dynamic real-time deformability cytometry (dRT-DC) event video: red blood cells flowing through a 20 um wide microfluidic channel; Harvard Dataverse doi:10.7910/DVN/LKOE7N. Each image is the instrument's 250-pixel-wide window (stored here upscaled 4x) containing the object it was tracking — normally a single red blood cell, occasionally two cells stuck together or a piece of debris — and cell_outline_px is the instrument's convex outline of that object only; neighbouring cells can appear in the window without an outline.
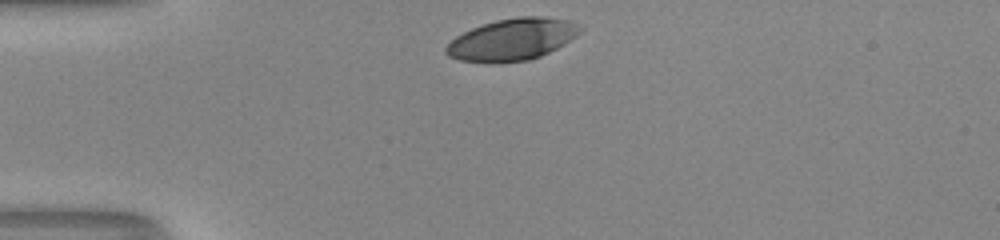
{"species": "human", "species_latin": "Homo sapiens", "temperature_condition": "room temperature", "stored_images_in_passage": 30, "camera_frame_rate_fps": 3000, "um_per_image_px": 0.085, "donor": {"sex": "male"}, "frame": {"image": 1, "passage_image": 1, "time_ms": 0.0, "image_size_px": [1000, 240], "cell_outline_px": [[584, 28], [576, 36], [564, 44], [540, 56], [528, 60], [492, 64], [488, 64], [460, 60], [448, 56], [444, 52], [444, 48], [456, 36], [472, 28], [496, 20], [516, 16], [540, 16], [568, 20]], "centroid_in_image_um": [43.51, 3.37], "position_along_channel_um": 41.5, "area_um2": 32.83}}
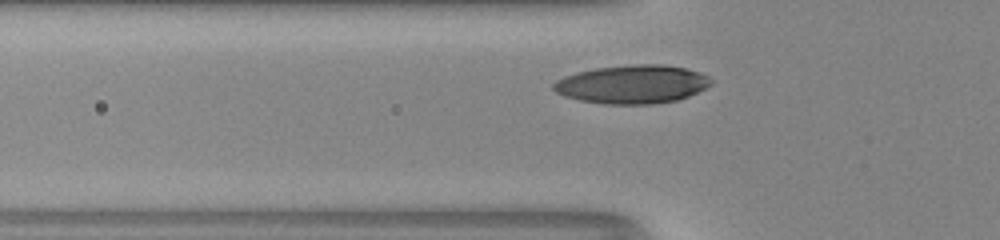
{"frame": {"image": 2, "passage_image": 6, "time_ms": 1.667, "image_size_px": [1000, 240], "cell_outline_px": [[716, 80], [712, 84], [688, 96], [676, 100], [652, 104], [604, 104], [580, 100], [564, 96], [556, 92], [552, 88], [552, 84], [556, 80], [564, 76], [596, 68], [632, 64], [660, 64], [684, 68], [700, 72]], "centroid_in_image_um": [53.75, 7.16], "position_along_channel_um": 72.0, "area_um2": 35.32}}
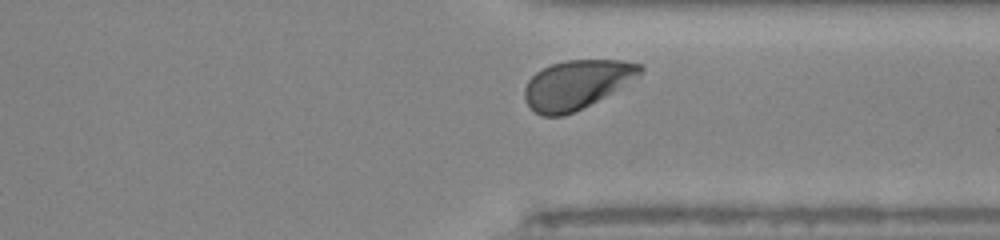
{"frame": {"image": 3, "passage_image": 28, "time_ms": 9.0, "image_size_px": [1000, 240], "cell_outline_px": [[644, 72], [640, 76], [604, 96], [564, 116], [540, 116], [524, 100], [524, 88], [528, 80], [536, 72], [552, 64], [564, 60], [620, 60], [640, 64], [644, 68]], "centroid_in_image_um": [49.0, 7.17], "position_along_channel_um": 362.4, "area_um2": 32.54}, "authors_computed_cell_mechanics": {"area_um2": 33.8708, "velocity_mm_per_s": 3.9499, "shape_relaxation_time_tau1_ms": 1.9955, "shape_relaxation_time_tau2_ms": null, "deformation_change_tau1": 0.1441, "deformation_change_tau2": null}}